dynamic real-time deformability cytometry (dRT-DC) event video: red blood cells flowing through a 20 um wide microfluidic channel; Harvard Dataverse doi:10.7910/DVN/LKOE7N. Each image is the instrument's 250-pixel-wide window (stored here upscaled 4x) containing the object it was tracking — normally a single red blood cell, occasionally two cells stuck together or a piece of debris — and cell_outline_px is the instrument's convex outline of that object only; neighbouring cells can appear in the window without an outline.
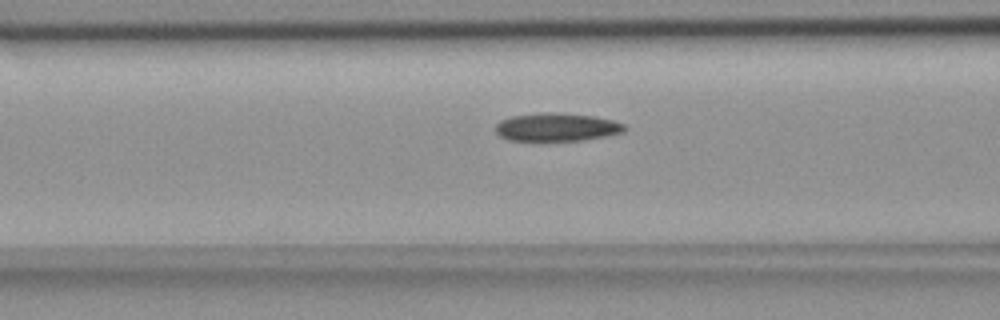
{"species": "common noctule bat (a hibernating species)", "species_latin": "Nyctalus noctula", "temperature_condition": "room temperature", "stored_images_in_passage": 18, "camera_frame_rate_fps": 3000, "um_per_image_px": 0.085, "animal": {"sex": "female", "body_mass_g": 18.4}, "frame": {"image": 1, "passage_image": 16, "time_ms": 5.0, "image_size_px": [1000, 320], "cell_outline_px": [[628, 128], [624, 132], [604, 136], [580, 140], [508, 140], [500, 136], [496, 132], [496, 124], [500, 120], [512, 116], [540, 112], [560, 112], [592, 116], [612, 120], [624, 124]], "centroid_in_image_um": [47.31, 10.79], "position_along_channel_um": 119.3, "area_um2": 21.1}}